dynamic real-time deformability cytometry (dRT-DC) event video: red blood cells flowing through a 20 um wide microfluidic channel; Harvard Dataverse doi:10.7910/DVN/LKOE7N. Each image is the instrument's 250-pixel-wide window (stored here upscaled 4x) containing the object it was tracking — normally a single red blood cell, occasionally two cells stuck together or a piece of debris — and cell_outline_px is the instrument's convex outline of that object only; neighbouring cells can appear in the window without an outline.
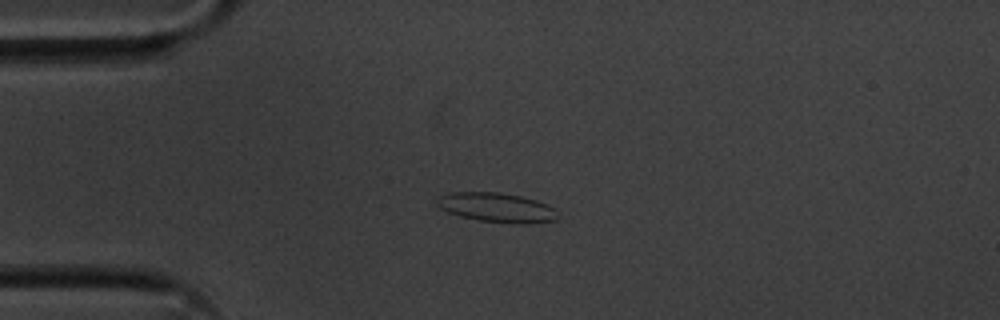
{"species": "common noctule bat (a hibernating species)", "species_latin": "Nyctalus noctula", "temperature_condition": "cold", "stored_images_in_passage": 55, "camera_frame_rate_fps": 3000, "um_per_image_px": 0.085, "animal": {"sex": "male", "body_mass_g": 20.1, "forearm_length_mm": 53.5}, "frame": {"image": 1, "passage_image": 13, "time_ms": 4.0, "image_size_px": [1000, 320], "cell_outline_px": [[556, 220], [528, 224], [516, 224], [480, 220], [460, 216], [448, 212], [440, 208], [436, 204], [436, 200], [440, 196], [452, 192], [496, 192], [520, 196], [536, 200], [548, 204], [556, 208]], "centroid_in_image_um": [42.24, 17.64], "position_along_channel_um": 42.8, "area_um2": 20.69}}
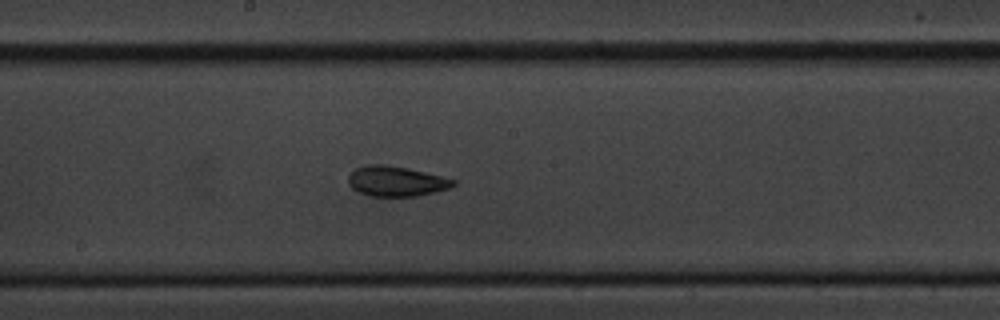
{"frame": {"image": 2, "passage_image": 29, "time_ms": 9.333, "image_size_px": [1000, 320], "cell_outline_px": [[456, 184], [448, 188], [436, 192], [416, 196], [368, 196], [352, 188], [348, 184], [348, 176], [356, 168], [368, 164], [384, 164], [408, 168], [456, 180]], "centroid_in_image_um": [33.65, 15.4], "position_along_channel_um": 214.5, "area_um2": 18.38}}
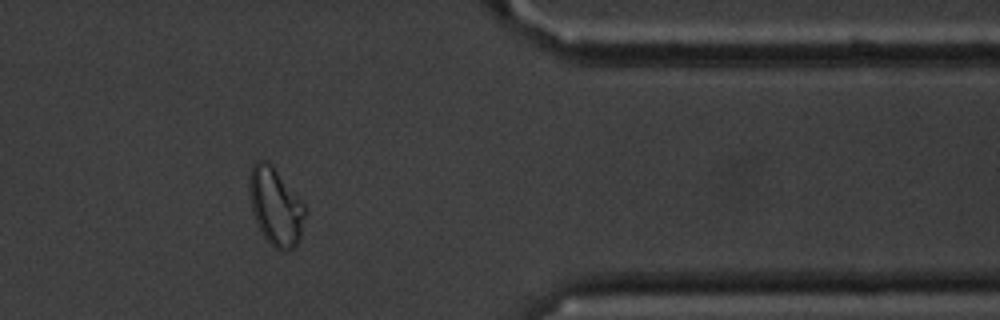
{"frame": {"image": 3, "passage_image": 45, "time_ms": 14.667, "image_size_px": [1000, 320], "cell_outline_px": [[304, 216], [300, 240], [292, 248], [284, 252], [280, 252], [264, 236], [252, 212], [248, 192], [248, 176], [252, 164], [256, 160], [264, 160], [272, 164], [304, 204]], "centroid_in_image_um": [23.39, 17.52], "position_along_channel_um": 388.0, "area_um2": 25.14}, "authors_computed_cell_mechanics": {"area_um2": 20.2878, "velocity_mm_per_s": 3.6021, "shape_relaxation_time_tau1_ms": 4.1662, "shape_relaxation_time_tau2_ms": 2.0885, "deformation_change_tau1": 0.1352, "deformation_change_tau2": 0.0671}}